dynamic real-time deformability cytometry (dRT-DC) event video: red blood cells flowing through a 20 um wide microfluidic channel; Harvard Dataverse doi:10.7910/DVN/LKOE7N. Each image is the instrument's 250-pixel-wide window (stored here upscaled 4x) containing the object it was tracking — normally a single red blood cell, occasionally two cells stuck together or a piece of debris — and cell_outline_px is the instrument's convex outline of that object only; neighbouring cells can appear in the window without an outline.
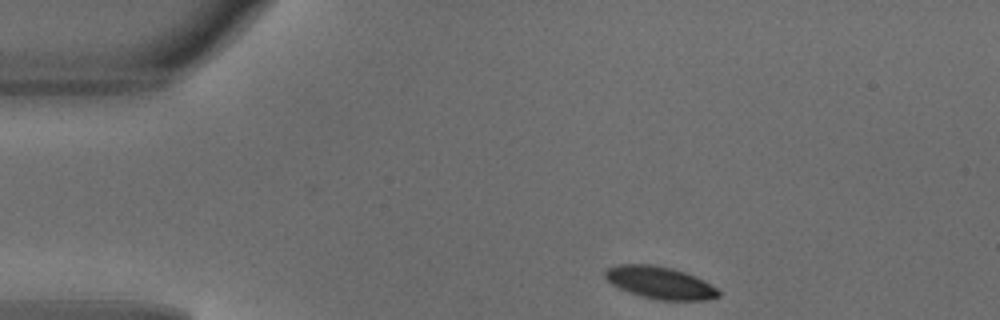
{"species": "common noctule bat (a hibernating species)", "species_latin": "Nyctalus noctula", "temperature_condition": "warm", "stored_images_in_passage": 41, "camera_frame_rate_fps": 3000, "um_per_image_px": 0.085, "animal": {"sex": "male", "body_mass_g": 18.8}, "frame": {"image": 1, "passage_image": 1, "time_ms": 0.0, "image_size_px": [1000, 320], "cell_outline_px": [[720, 296], [708, 300], [660, 300], [640, 296], [628, 292], [612, 284], [604, 276], [604, 272], [608, 268], [620, 264], [648, 264], [672, 268], [696, 276], [704, 280], [716, 288], [720, 292]], "centroid_in_image_um": [56.11, 24.03], "position_along_channel_um": 28.9, "area_um2": 21.27}}
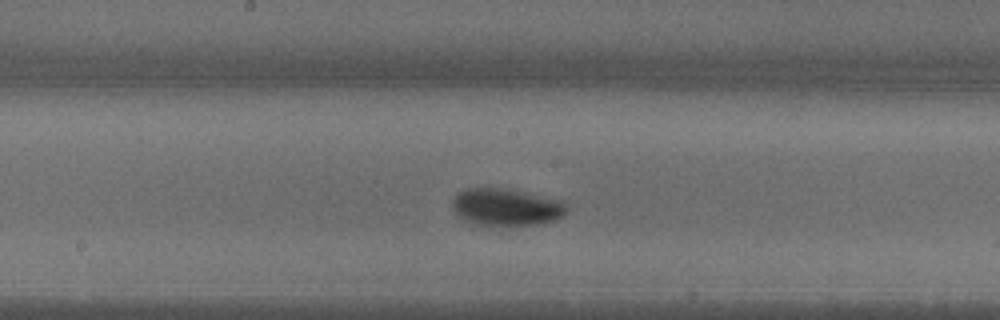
{"frame": {"image": 2, "passage_image": 18, "time_ms": 5.667, "image_size_px": [1000, 320], "cell_outline_px": [[568, 208], [564, 216], [556, 220], [536, 224], [504, 228], [488, 228], [472, 224], [460, 220], [452, 208], [452, 200], [460, 192], [468, 188], [508, 188], [564, 200]], "centroid_in_image_um": [43.02, 17.66], "position_along_channel_um": 205.2, "area_um2": 26.13}}
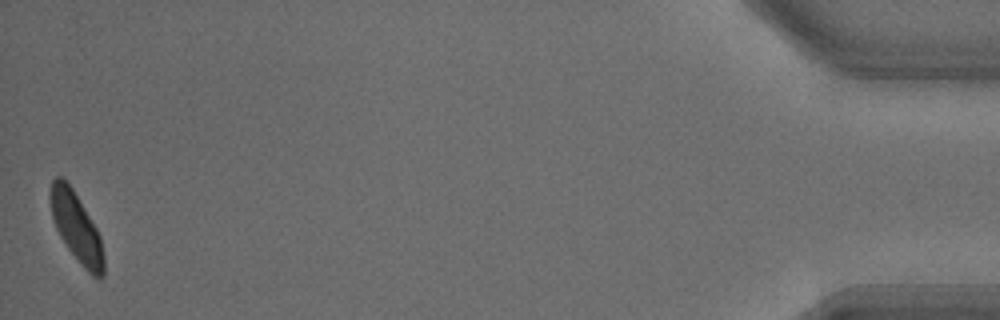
{"frame": {"image": 3, "passage_image": 41, "time_ms": 13.333, "image_size_px": [1000, 320], "cell_outline_px": [[104, 276], [100, 280], [96, 280], [84, 268], [68, 248], [60, 236], [52, 220], [48, 196], [48, 192], [52, 180], [56, 176], [60, 176], [72, 188], [96, 228], [100, 236], [104, 256]], "centroid_in_image_um": [6.47, 19.34], "position_along_channel_um": 428.7, "area_um2": 21.62}, "authors_computed_cell_mechanics": {"area_um2": 22.8888, "velocity_mm_per_s": 4.1141, "shape_relaxation_time_tau1_ms": 2.1724, "shape_relaxation_time_tau2_ms": null, "deformation_change_tau1": 0.1179, "deformation_change_tau2": null}}